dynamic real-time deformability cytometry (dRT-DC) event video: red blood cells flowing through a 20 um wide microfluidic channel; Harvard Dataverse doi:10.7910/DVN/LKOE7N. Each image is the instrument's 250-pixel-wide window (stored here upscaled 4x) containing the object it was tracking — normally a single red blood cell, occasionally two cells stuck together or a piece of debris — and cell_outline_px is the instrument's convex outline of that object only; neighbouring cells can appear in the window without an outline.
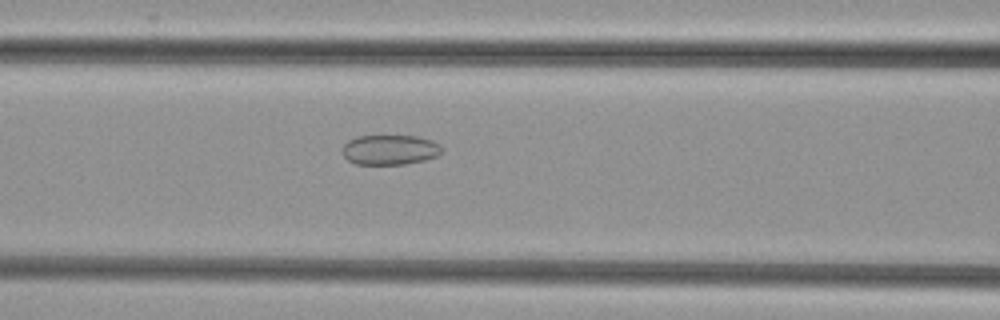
{"species": "common noctule bat (a hibernating species)", "species_latin": "Nyctalus noctula", "temperature_condition": "cold", "stored_images_in_passage": 32, "camera_frame_rate_fps": 3000, "um_per_image_px": 0.085, "animal": {"sex": "female", "body_mass_g": 29.2, "forearm_length_mm": 56.3}, "frame": {"image": 1, "passage_image": 8, "time_ms": 2.333, "image_size_px": [1000, 320], "cell_outline_px": [[444, 148], [436, 156], [424, 160], [404, 164], [356, 164], [348, 160], [344, 156], [344, 144], [348, 140], [356, 136], [416, 136], [432, 140], [440, 144]], "centroid_in_image_um": [33.16, 12.72], "position_along_channel_um": 133.4, "area_um2": 17.28}}
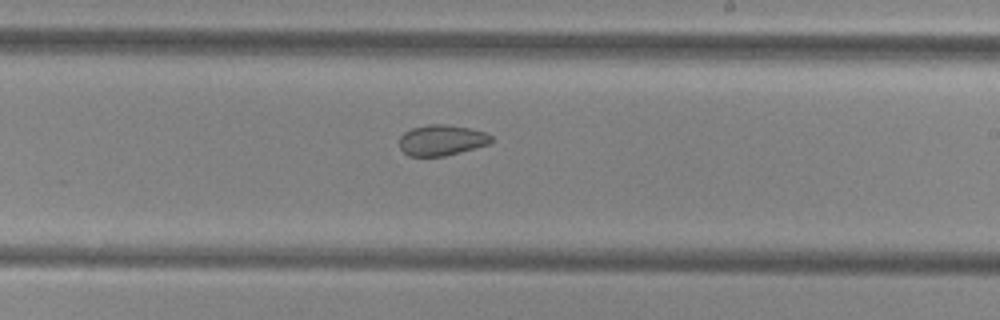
{"frame": {"image": 2, "passage_image": 17, "time_ms": 5.333, "image_size_px": [1000, 320], "cell_outline_px": [[492, 140], [488, 144], [460, 152], [444, 156], [408, 156], [400, 148], [400, 136], [404, 132], [412, 128], [428, 124], [444, 124], [468, 128], [488, 132], [492, 136]], "centroid_in_image_um": [37.53, 11.91], "position_along_channel_um": 251.5, "area_um2": 16.42}}
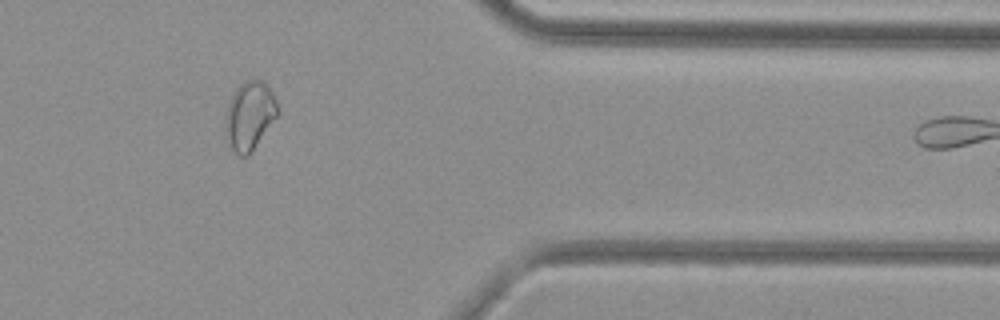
{"frame": {"image": 3, "passage_image": 29, "time_ms": 9.333, "image_size_px": [1000, 320], "cell_outline_px": [[280, 112], [252, 148], [244, 156], [240, 156], [232, 148], [228, 140], [224, 128], [228, 100], [236, 88], [244, 80], [260, 80], [268, 84], [276, 100]], "centroid_in_image_um": [21.2, 9.75], "position_along_channel_um": 390.2, "area_um2": 20.46}}